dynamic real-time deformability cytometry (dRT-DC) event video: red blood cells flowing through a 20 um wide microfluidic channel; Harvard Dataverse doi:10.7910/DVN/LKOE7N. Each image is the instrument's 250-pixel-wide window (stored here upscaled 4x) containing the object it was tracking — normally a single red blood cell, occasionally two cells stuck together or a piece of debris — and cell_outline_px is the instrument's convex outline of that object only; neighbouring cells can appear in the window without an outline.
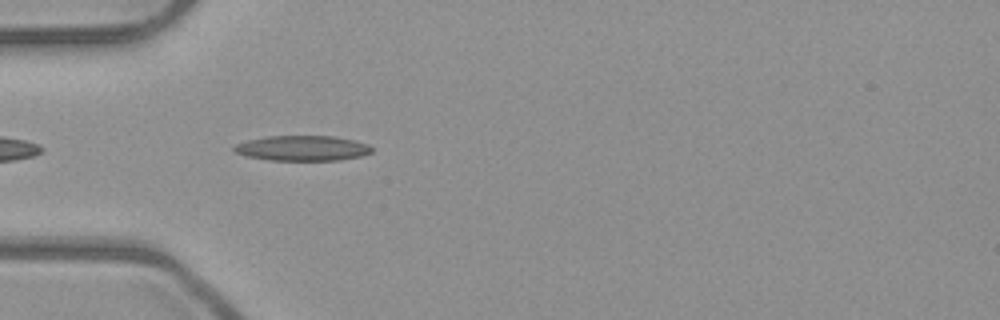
{"species": "common noctule bat (a hibernating species)", "species_latin": "Nyctalus noctula", "temperature_condition": "room temperature", "stored_images_in_passage": 15, "camera_frame_rate_fps": 3000, "um_per_image_px": 0.085, "animal": {"sex": "male", "body_mass_g": 23.1, "forearm_length_mm": 52.7}, "frame": {"image": 1, "passage_image": 3, "time_ms": 0.667, "image_size_px": [1000, 320], "cell_outline_px": [[372, 152], [360, 156], [340, 160], [272, 160], [248, 156], [236, 152], [232, 148], [236, 144], [248, 140], [268, 136], [332, 136], [352, 140], [368, 144], [372, 148]], "centroid_in_image_um": [25.72, 12.59], "position_along_channel_um": 59.3, "area_um2": 19.94}}
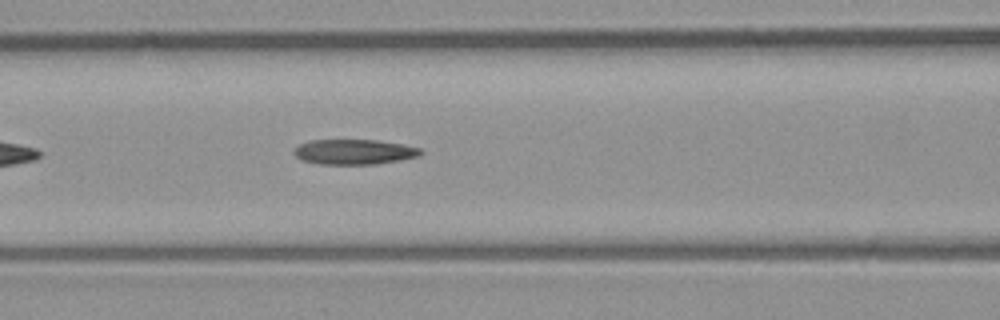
{"frame": {"image": 2, "passage_image": 9, "time_ms": 2.667, "image_size_px": [1000, 320], "cell_outline_px": [[424, 152], [420, 156], [400, 160], [376, 164], [320, 164], [304, 160], [296, 156], [292, 152], [300, 144], [308, 140], [376, 140], [404, 144], [420, 148]], "centroid_in_image_um": [30.14, 12.9], "position_along_channel_um": 136.5, "area_um2": 18.55}}
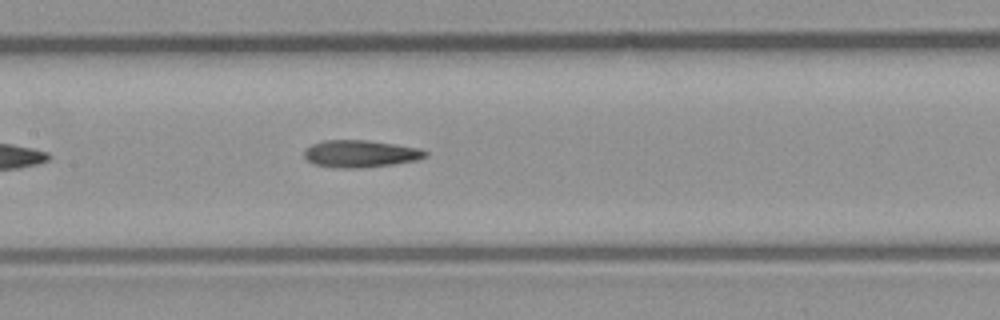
{"frame": {"image": 3, "passage_image": 12, "time_ms": 3.667, "image_size_px": [1000, 320], "cell_outline_px": [[428, 156], [416, 160], [392, 164], [360, 168], [336, 168], [312, 164], [304, 156], [304, 148], [312, 144], [324, 140], [368, 140], [420, 148], [428, 152]], "centroid_in_image_um": [30.61, 13.07], "position_along_channel_um": 176.8, "area_um2": 19.31}}